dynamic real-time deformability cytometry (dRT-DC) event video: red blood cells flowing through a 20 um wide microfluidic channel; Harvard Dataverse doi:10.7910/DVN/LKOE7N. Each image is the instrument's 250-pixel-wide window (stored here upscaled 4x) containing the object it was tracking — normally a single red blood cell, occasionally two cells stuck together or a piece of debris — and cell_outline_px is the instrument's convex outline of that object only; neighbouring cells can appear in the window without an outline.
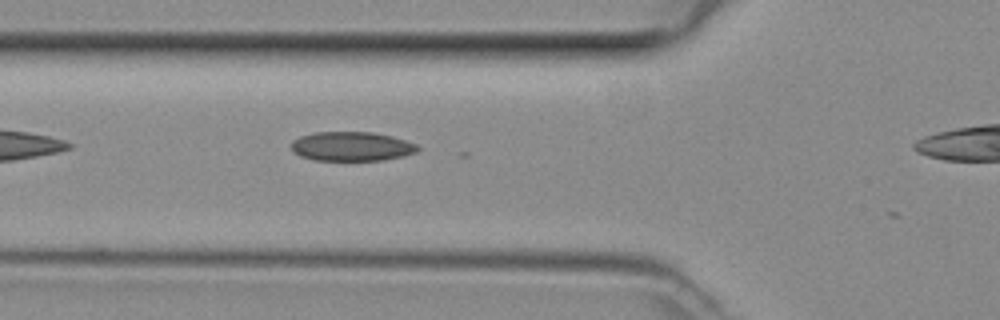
{"species": "common noctule bat (a hibernating species)", "species_latin": "Nyctalus noctula", "temperature_condition": "room temperature", "stored_images_in_passage": 5, "camera_frame_rate_fps": 3000, "um_per_image_px": 0.085, "animal": {"sex": "female", "body_mass_g": 29.2, "forearm_length_mm": 56.3}, "frame": {"image": 1, "passage_image": 4, "time_ms": 1.0, "image_size_px": [1000, 320], "cell_outline_px": [[420, 148], [416, 152], [384, 160], [312, 160], [300, 156], [292, 152], [292, 140], [300, 136], [312, 132], [372, 132], [392, 136], [416, 144]], "centroid_in_image_um": [29.84, 12.44], "position_along_channel_um": 96.0, "area_um2": 21.56}}